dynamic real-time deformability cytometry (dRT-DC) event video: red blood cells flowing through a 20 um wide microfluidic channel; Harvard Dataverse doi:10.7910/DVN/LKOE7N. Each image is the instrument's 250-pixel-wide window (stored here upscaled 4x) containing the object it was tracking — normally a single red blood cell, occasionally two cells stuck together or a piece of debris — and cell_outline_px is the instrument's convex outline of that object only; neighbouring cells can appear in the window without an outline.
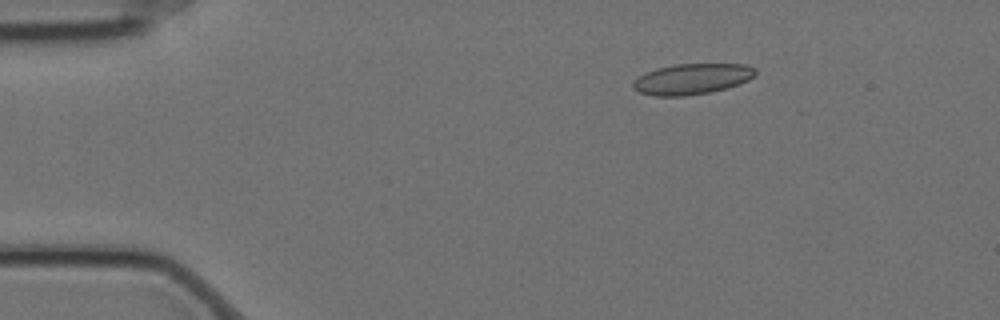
{"species": "Egyptian fruit bat (a non-hibernating species)", "species_latin": "Rousettus aegyptiacus", "temperature_condition": "cold", "stored_images_in_passage": 5, "camera_frame_rate_fps": 3000, "um_per_image_px": 0.085, "animal": {"sex": "female"}, "frame": {"image": 1, "passage_image": 3, "time_ms": 0.667, "image_size_px": [1000, 320], "cell_outline_px": [[756, 72], [748, 80], [724, 88], [708, 92], [684, 96], [656, 96], [640, 92], [632, 88], [632, 84], [644, 72], [656, 68], [676, 64], [744, 64], [756, 68]], "centroid_in_image_um": [58.78, 6.7], "position_along_channel_um": 26.2, "area_um2": 21.62}}